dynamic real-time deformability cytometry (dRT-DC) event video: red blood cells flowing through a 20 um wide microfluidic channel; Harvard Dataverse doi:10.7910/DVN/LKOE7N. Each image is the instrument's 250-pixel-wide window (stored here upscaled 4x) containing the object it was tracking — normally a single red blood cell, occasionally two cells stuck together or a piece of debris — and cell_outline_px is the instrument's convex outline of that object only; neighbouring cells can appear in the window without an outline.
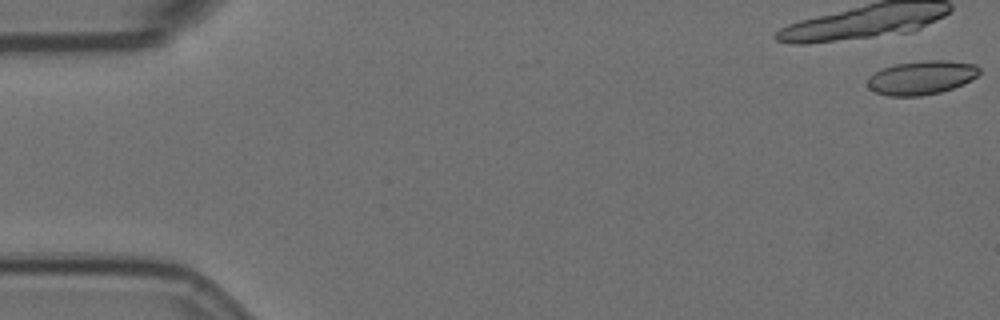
{"species": "Egyptian fruit bat (a non-hibernating species)", "species_latin": "Rousettus aegyptiacus", "temperature_condition": "room temperature", "stored_images_in_passage": 3, "camera_frame_rate_fps": 3000, "um_per_image_px": 0.085, "animal": {"sex": "female"}, "frame": {"image": 1, "passage_image": 1, "time_ms": 0.0, "image_size_px": [1000, 320], "cell_outline_px": [[980, 72], [976, 76], [964, 84], [940, 92], [920, 96], [888, 96], [876, 92], [868, 88], [868, 76], [884, 68], [896, 64], [924, 60], [944, 60], [976, 64], [980, 68]], "centroid_in_image_um": [78.34, 6.6], "position_along_channel_um": 6.7, "area_um2": 21.96}}